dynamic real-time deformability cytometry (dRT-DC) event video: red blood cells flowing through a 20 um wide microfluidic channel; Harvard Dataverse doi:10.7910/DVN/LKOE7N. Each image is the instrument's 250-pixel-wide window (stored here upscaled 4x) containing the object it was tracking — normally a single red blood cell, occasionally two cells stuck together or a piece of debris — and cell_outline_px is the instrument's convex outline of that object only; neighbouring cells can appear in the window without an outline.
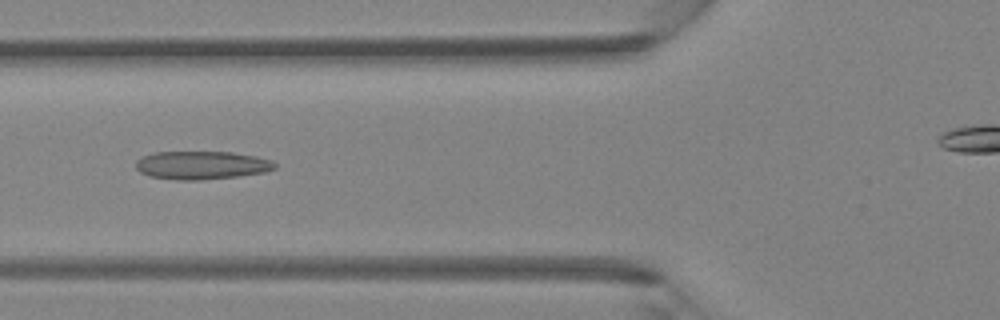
{"species": "Egyptian fruit bat (a non-hibernating species)", "species_latin": "Rousettus aegyptiacus", "temperature_condition": "room temperature", "stored_images_in_passage": 39, "camera_frame_rate_fps": 3000, "um_per_image_px": 0.085, "animal": {"sex": "female"}, "frame": {"image": 1, "passage_image": 16, "time_ms": 5.0, "image_size_px": [1000, 320], "cell_outline_px": [[276, 168], [264, 172], [236, 176], [200, 180], [176, 180], [148, 176], [140, 172], [136, 168], [136, 160], [144, 156], [156, 152], [232, 152], [256, 156], [272, 160], [276, 164]], "centroid_in_image_um": [17.13, 14.04], "position_along_channel_um": 108.7, "area_um2": 22.83}}
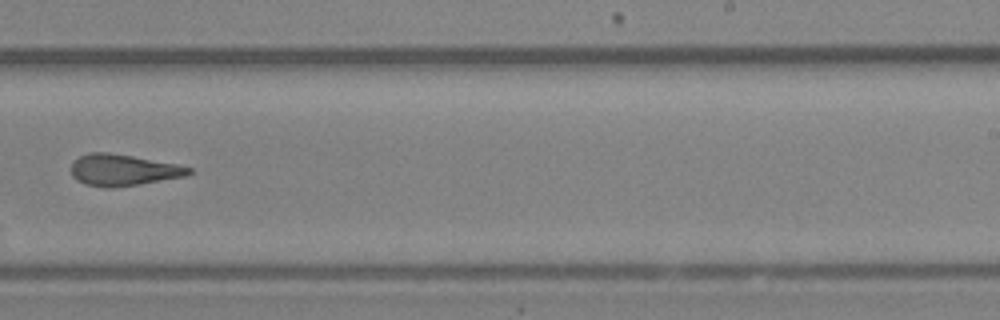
{"frame": {"image": 2, "passage_image": 27, "time_ms": 8.667, "image_size_px": [1000, 320], "cell_outline_px": [[192, 172], [184, 176], [140, 184], [108, 188], [88, 184], [76, 180], [72, 176], [72, 160], [80, 156], [92, 152], [108, 152], [180, 164], [192, 168]], "centroid_in_image_um": [10.47, 14.44], "position_along_channel_um": 278.5, "area_um2": 21.44}}
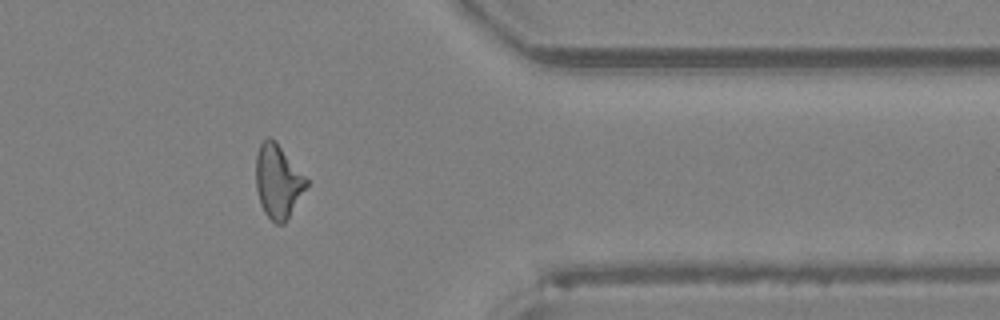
{"frame": {"image": 3, "passage_image": 35, "time_ms": 11.333, "image_size_px": [1000, 320], "cell_outline_px": [[308, 184], [284, 224], [276, 224], [264, 212], [260, 204], [256, 188], [256, 156], [260, 144], [268, 136], [276, 140], [308, 180]], "centroid_in_image_um": [23.61, 15.39], "position_along_channel_um": 387.8, "area_um2": 21.5}}